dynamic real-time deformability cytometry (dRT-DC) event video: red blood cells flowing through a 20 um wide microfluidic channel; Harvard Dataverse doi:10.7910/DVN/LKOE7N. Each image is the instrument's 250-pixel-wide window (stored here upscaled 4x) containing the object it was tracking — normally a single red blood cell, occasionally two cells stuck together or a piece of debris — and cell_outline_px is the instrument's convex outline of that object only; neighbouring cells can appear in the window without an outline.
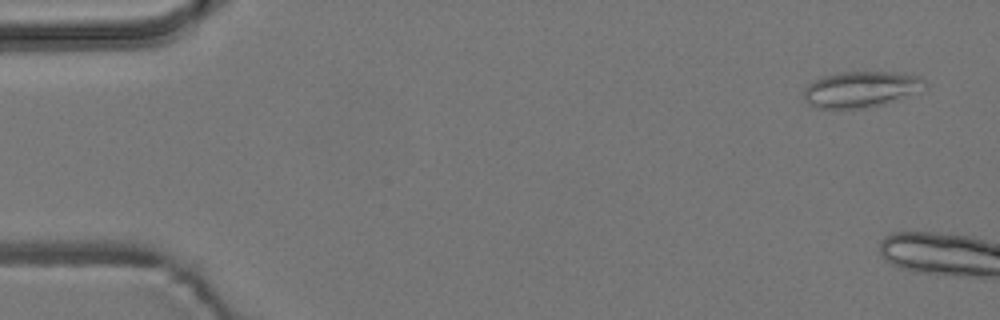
{"species": "common noctule bat (a hibernating species)", "species_latin": "Nyctalus noctula", "temperature_condition": "room temperature", "stored_images_in_passage": 6, "camera_frame_rate_fps": 3000, "um_per_image_px": 0.085, "animal": {"sex": "male", "body_mass_g": 19.2, "forearm_length_mm": 51.8}, "frame": {"image": 1, "passage_image": 1, "time_ms": 0.0, "image_size_px": [1000, 320], "cell_outline_px": [[928, 88], [884, 104], [864, 108], [816, 108], [808, 104], [804, 100], [804, 88], [808, 84], [824, 76], [840, 72], [904, 72], [920, 76], [928, 84]], "centroid_in_image_um": [73.23, 7.58], "position_along_channel_um": 11.8, "area_um2": 25.61}}